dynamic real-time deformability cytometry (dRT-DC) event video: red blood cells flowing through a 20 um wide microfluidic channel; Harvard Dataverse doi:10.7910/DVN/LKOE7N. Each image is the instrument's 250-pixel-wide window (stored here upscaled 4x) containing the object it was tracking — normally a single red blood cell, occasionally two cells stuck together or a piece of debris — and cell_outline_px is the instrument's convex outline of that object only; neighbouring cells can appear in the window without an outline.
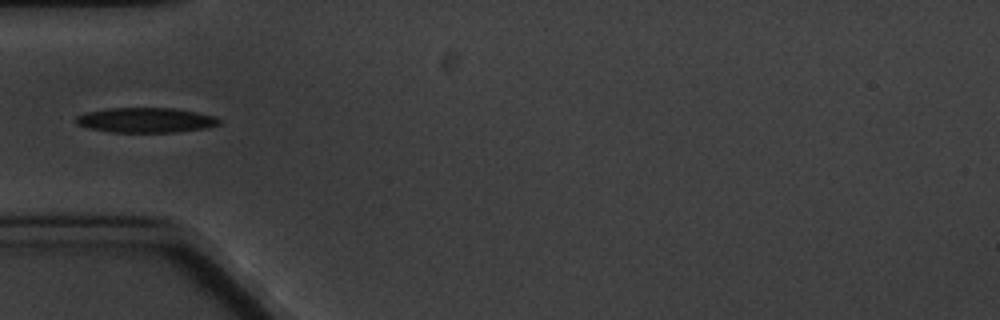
{"species": "common noctule bat (a hibernating species)", "species_latin": "Nyctalus noctula", "temperature_condition": "cold", "stored_images_in_passage": 9, "camera_frame_rate_fps": 3000, "um_per_image_px": 0.085, "animal": {"sex": "male", "body_mass_g": 20.1, "forearm_length_mm": 53.5}, "frame": {"image": 1, "passage_image": 4, "time_ms": 4.333, "image_size_px": [1000, 320], "cell_outline_px": [[220, 124], [204, 128], [172, 132], [112, 132], [88, 128], [76, 124], [76, 116], [88, 112], [108, 108], [172, 108], [196, 112], [216, 116], [220, 120]], "centroid_in_image_um": [12.38, 10.21], "position_along_channel_um": 72.6, "area_um2": 20.63}}
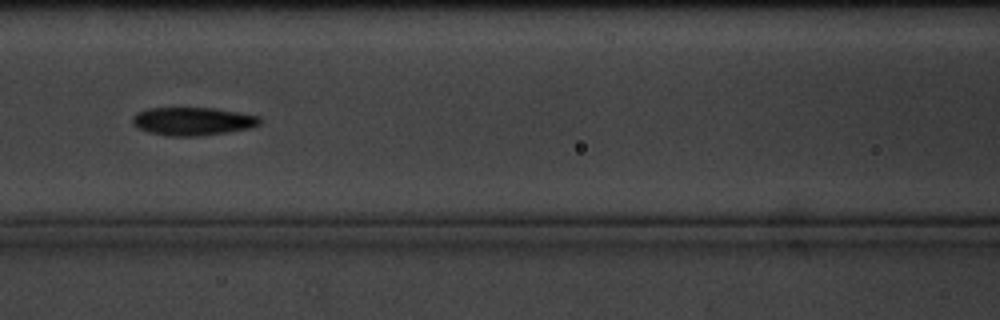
{"frame": {"image": 2, "passage_image": 6, "time_ms": 6.667, "image_size_px": [1000, 320], "cell_outline_px": [[260, 124], [252, 128], [228, 132], [200, 136], [168, 136], [148, 132], [136, 128], [132, 124], [132, 116], [136, 112], [148, 108], [216, 108], [260, 116]], "centroid_in_image_um": [16.36, 10.31], "position_along_channel_um": 150.2, "area_um2": 21.15}}